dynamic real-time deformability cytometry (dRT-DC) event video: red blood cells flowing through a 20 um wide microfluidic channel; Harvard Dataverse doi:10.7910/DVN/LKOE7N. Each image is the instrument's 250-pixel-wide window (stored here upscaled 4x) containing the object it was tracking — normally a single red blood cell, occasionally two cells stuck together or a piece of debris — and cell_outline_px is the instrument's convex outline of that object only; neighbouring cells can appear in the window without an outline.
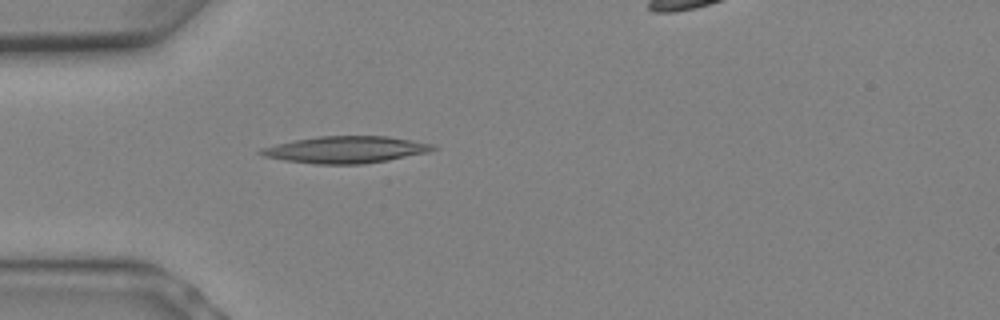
{"species": "Egyptian fruit bat (a non-hibernating species)", "species_latin": "Rousettus aegyptiacus", "temperature_condition": "warm", "stored_images_in_passage": 2, "camera_frame_rate_fps": 3000, "um_per_image_px": 0.085, "animal": {"sex": "female"}, "frame": {"image": 1, "passage_image": 2, "time_ms": 0.333, "image_size_px": [1000, 320], "cell_outline_px": [[440, 148], [428, 152], [388, 160], [364, 164], [316, 164], [284, 160], [264, 156], [256, 152], [260, 148], [276, 144], [316, 136], [388, 136], [436, 144]], "centroid_in_image_um": [29.42, 12.72], "position_along_channel_um": 55.6, "area_um2": 27.05}}